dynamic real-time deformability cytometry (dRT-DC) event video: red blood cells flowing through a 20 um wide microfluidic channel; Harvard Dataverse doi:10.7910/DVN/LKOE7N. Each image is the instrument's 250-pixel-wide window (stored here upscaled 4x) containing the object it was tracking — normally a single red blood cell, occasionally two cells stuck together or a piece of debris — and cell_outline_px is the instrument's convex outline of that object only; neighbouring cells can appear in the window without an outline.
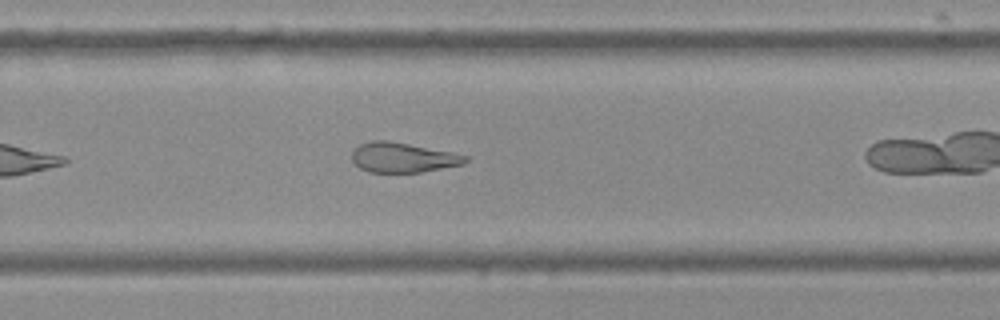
{"species": "Egyptian fruit bat (a non-hibernating species)", "species_latin": "Rousettus aegyptiacus", "temperature_condition": "cold", "stored_images_in_passage": 21, "segment_of_instrument_passage": [2, 2], "camera_frame_rate_fps": 3000, "um_per_image_px": 0.085, "frame": {"image": 1, "passage_image": 17, "time_ms": 5.333, "image_size_px": [1000, 320], "cell_outline_px": [[468, 160], [464, 164], [420, 172], [368, 172], [360, 168], [352, 160], [352, 148], [360, 144], [372, 140], [388, 140], [452, 152], [468, 156]], "centroid_in_image_um": [34.22, 13.38], "position_along_channel_um": 295.6, "area_um2": 19.77}}